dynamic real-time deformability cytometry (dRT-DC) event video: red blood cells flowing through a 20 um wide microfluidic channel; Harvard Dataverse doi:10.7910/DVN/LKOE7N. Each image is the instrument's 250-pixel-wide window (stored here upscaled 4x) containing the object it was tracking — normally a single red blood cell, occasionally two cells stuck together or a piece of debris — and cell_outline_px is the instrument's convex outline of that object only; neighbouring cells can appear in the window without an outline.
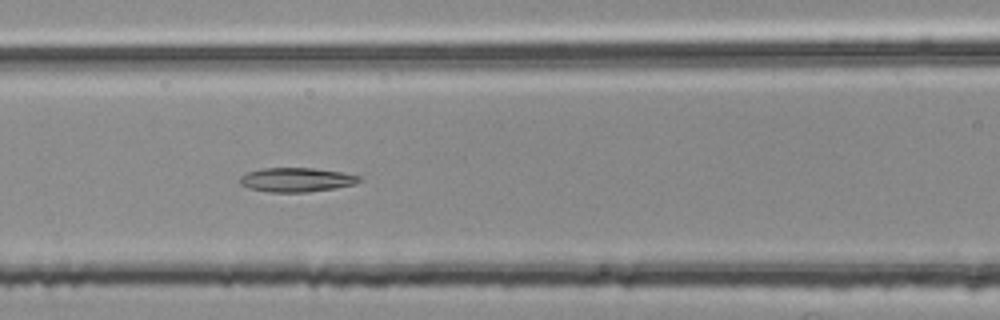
{"species": "common noctule bat (a hibernating species)", "species_latin": "Nyctalus noctula", "temperature_condition": "room temperature", "stored_images_in_passage": 54, "segment_of_instrument_passage": [2, 2], "camera_frame_rate_fps": 3000, "um_per_image_px": 0.085, "animal": {"sex": "female", "body_mass_g": 25.1}, "frame": {"image": 1, "passage_image": 24, "time_ms": 7.667, "image_size_px": [1000, 320], "cell_outline_px": [[364, 180], [356, 184], [336, 188], [308, 192], [268, 192], [248, 188], [240, 184], [240, 176], [248, 172], [260, 168], [312, 168], [340, 172], [360, 176]], "centroid_in_image_um": [25.21, 15.28], "position_along_channel_um": 141.4, "area_um2": 16.94}}
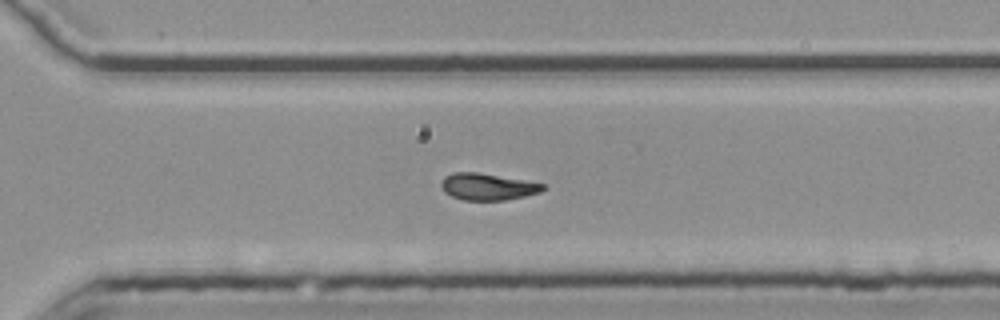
{"frame": {"image": 2, "passage_image": 39, "time_ms": 12.667, "image_size_px": [1000, 320], "cell_outline_px": [[548, 188], [540, 192], [524, 196], [504, 200], [464, 200], [452, 196], [444, 192], [440, 184], [444, 176], [452, 172], [476, 172], [544, 184]], "centroid_in_image_um": [41.42, 15.87], "position_along_channel_um": 329.2, "area_um2": 15.72}}
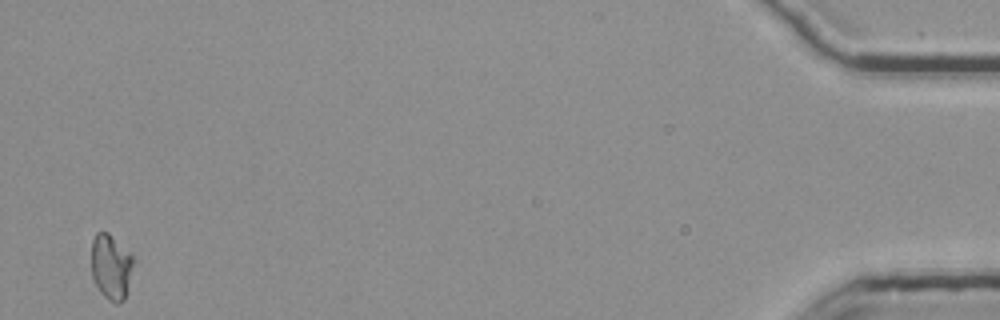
{"frame": {"image": 3, "passage_image": 54, "time_ms": 17.667, "image_size_px": [1000, 320], "cell_outline_px": [[136, 260], [124, 300], [120, 304], [116, 304], [108, 300], [100, 292], [92, 276], [92, 240], [96, 232], [108, 232]], "centroid_in_image_um": [9.46, 22.7], "position_along_channel_um": 425.7, "area_um2": 16.07}}